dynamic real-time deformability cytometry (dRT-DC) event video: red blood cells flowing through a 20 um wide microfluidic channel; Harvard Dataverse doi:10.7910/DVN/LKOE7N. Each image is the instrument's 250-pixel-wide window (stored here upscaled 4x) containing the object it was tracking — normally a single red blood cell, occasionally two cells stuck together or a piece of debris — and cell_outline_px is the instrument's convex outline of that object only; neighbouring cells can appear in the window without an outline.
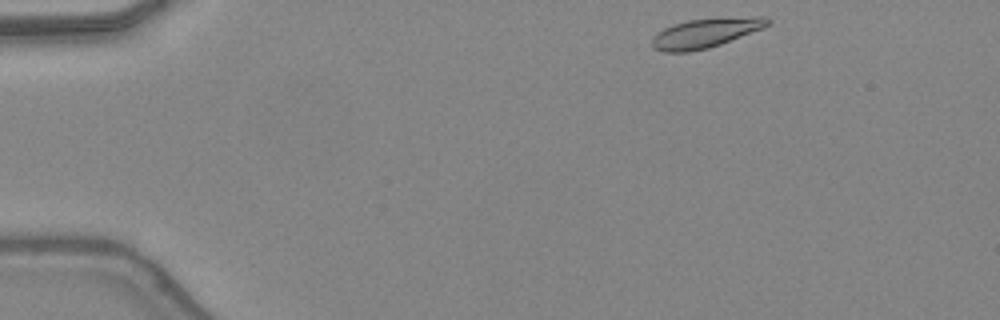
{"species": "common noctule bat (a hibernating species)", "species_latin": "Nyctalus noctula", "temperature_condition": "warm", "stored_images_in_passage": 41, "camera_frame_rate_fps": 3000, "um_per_image_px": 0.085, "animal": {"sex": "female", "body_mass_g": 24.6, "forearm_length_mm": 56.2}, "frame": {"image": 1, "passage_image": 1, "time_ms": 0.0, "image_size_px": [1000, 320], "cell_outline_px": [[772, 24], [764, 28], [720, 44], [708, 48], [688, 52], [664, 52], [652, 48], [652, 36], [664, 28], [688, 20], [756, 16], [764, 16], [772, 20]], "centroid_in_image_um": [60.0, 2.81], "position_along_channel_um": 25.0, "area_um2": 19.77}}
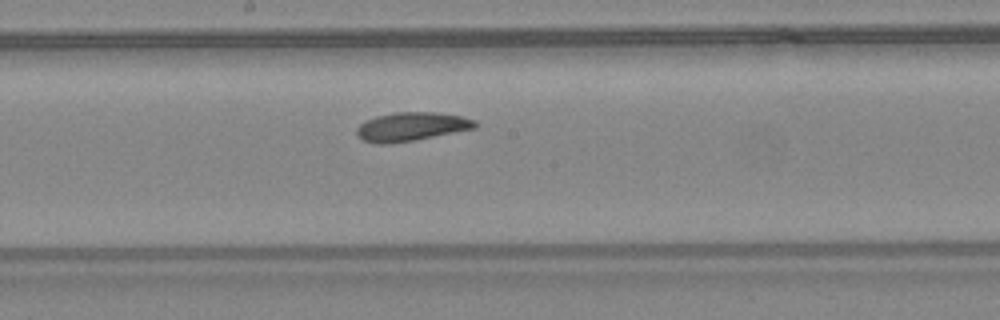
{"frame": {"image": 2, "passage_image": 20, "time_ms": 6.333, "image_size_px": [1000, 320], "cell_outline_px": [[476, 128], [412, 140], [388, 144], [376, 144], [364, 140], [356, 136], [356, 128], [360, 124], [376, 116], [396, 112], [436, 112], [460, 116], [476, 120]], "centroid_in_image_um": [34.94, 10.76], "position_along_channel_um": 213.3, "area_um2": 19.59}}
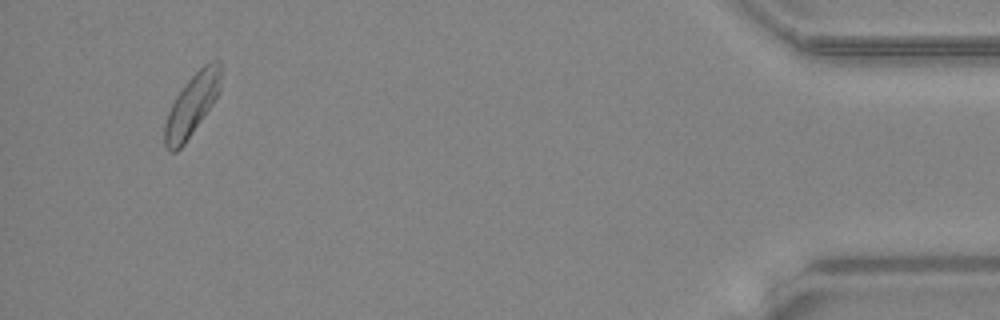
{"frame": {"image": 3, "passage_image": 39, "time_ms": 12.667, "image_size_px": [1000, 320], "cell_outline_px": [[224, 68], [220, 88], [212, 104], [184, 144], [176, 152], [168, 152], [164, 144], [164, 124], [168, 112], [176, 96], [188, 80], [208, 60], [220, 60]], "centroid_in_image_um": [16.33, 8.88], "position_along_channel_um": 418.9, "area_um2": 20.29}, "authors_computed_cell_mechanics": {"area_um2": 19.7098, "velocity_mm_per_s": 4.3882, "shape_relaxation_time_tau1_ms": 5.5344, "shape_relaxation_time_tau2_ms": 3.7276, "deformation_change_tau1": 0.1417, "deformation_change_tau2": 0.111}}